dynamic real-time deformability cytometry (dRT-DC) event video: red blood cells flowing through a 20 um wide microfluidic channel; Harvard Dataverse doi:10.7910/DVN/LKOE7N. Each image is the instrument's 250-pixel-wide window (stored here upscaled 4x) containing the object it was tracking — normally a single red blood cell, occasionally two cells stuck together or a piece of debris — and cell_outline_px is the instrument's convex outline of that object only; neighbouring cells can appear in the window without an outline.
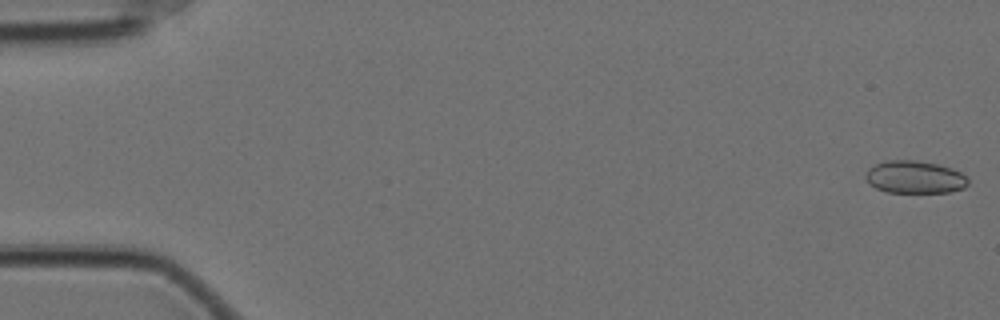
{"species": "Egyptian fruit bat (a non-hibernating species)", "species_latin": "Rousettus aegyptiacus", "temperature_condition": "cold", "stored_images_in_passage": 58, "camera_frame_rate_fps": 3000, "um_per_image_px": 0.085, "animal": {"sex": "female"}, "frame": {"image": 1, "passage_image": 1, "time_ms": 0.0, "image_size_px": [1000, 320], "cell_outline_px": [[968, 184], [964, 188], [948, 192], [888, 192], [876, 188], [864, 176], [868, 168], [884, 160], [916, 160], [936, 164], [952, 168], [968, 176]], "centroid_in_image_um": [77.77, 15.04], "position_along_channel_um": 7.2, "area_um2": 19.42}}
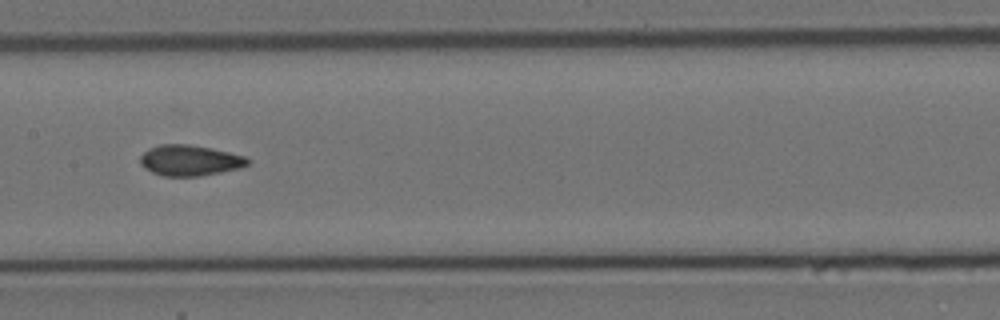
{"frame": {"image": 2, "passage_image": 29, "time_ms": 9.333, "image_size_px": [1000, 320], "cell_outline_px": [[252, 160], [248, 164], [240, 168], [200, 176], [164, 176], [152, 172], [144, 168], [140, 164], [140, 156], [148, 148], [160, 144], [188, 144], [212, 148], [248, 156]], "centroid_in_image_um": [16.16, 13.62], "position_along_channel_um": 191.2, "area_um2": 19.48}}
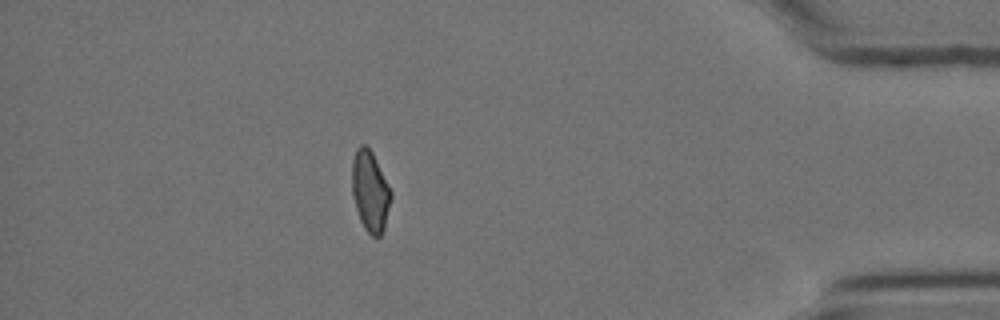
{"frame": {"image": 3, "passage_image": 51, "time_ms": 16.667, "image_size_px": [1000, 320], "cell_outline_px": [[392, 196], [384, 228], [380, 236], [372, 236], [364, 228], [360, 220], [356, 208], [352, 192], [352, 160], [356, 148], [360, 144], [364, 144], [372, 152], [392, 192]], "centroid_in_image_um": [31.46, 16.24], "position_along_channel_um": 403.7, "area_um2": 18.21}, "authors_computed_cell_mechanics": {"area_um2": 19.1896, "velocity_mm_per_s": 3.5054, "shape_relaxation_time_tau1_ms": null, "shape_relaxation_time_tau2_ms": 1.7411, "deformation_change_tau1": null, "deformation_change_tau2": 0.0707}}